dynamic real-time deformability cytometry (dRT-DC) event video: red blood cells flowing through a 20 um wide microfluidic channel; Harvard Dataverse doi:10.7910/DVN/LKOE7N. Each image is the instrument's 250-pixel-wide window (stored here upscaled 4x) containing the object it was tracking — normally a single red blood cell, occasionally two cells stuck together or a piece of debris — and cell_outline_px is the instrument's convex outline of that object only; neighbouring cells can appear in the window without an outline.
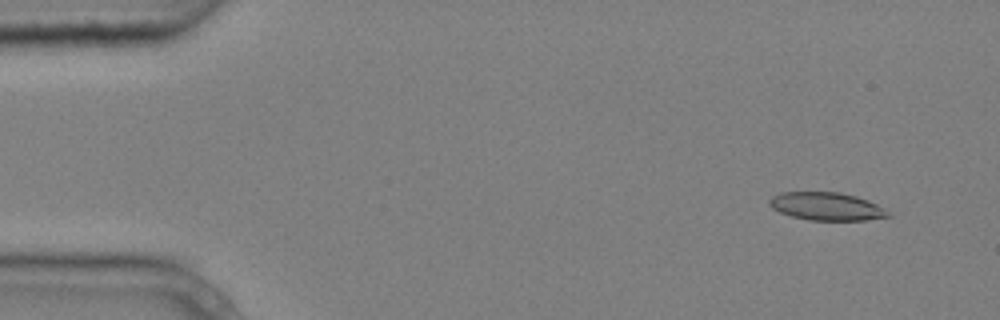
{"species": "common noctule bat (a hibernating species)", "species_latin": "Nyctalus noctula", "temperature_condition": "cold", "stored_images_in_passage": 4, "camera_frame_rate_fps": 3000, "um_per_image_px": 0.085, "animal": {"sex": "male", "body_mass_g": 20.4}, "frame": {"image": 1, "passage_image": 1, "time_ms": 0.0, "image_size_px": [1000, 320], "cell_outline_px": [[892, 216], [864, 220], [808, 220], [792, 216], [780, 212], [772, 208], [768, 204], [768, 200], [772, 196], [780, 192], [840, 192], [856, 196], [868, 200], [884, 208]], "centroid_in_image_um": [70.23, 17.53], "position_along_channel_um": 14.8, "area_um2": 19.36}}
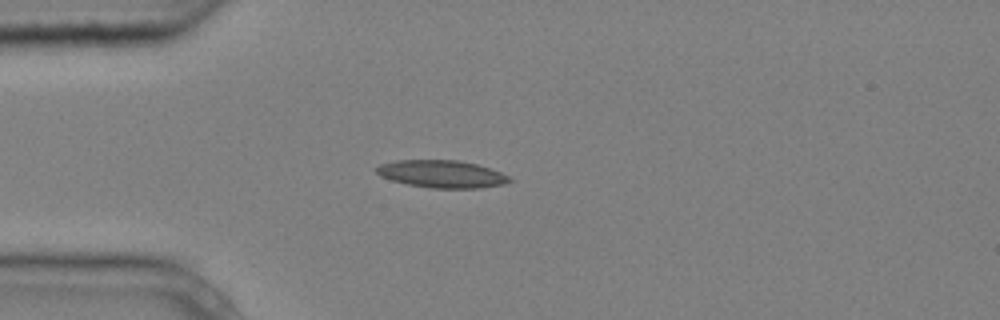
{"frame": {"image": 2, "passage_image": 4, "time_ms": 1.0, "image_size_px": [1000, 320], "cell_outline_px": [[512, 180], [504, 184], [480, 188], [432, 188], [408, 184], [392, 180], [380, 176], [376, 172], [376, 168], [380, 164], [396, 160], [456, 160], [476, 164], [500, 172], [508, 176]], "centroid_in_image_um": [37.53, 14.79], "position_along_channel_um": 47.5, "area_um2": 21.1}}